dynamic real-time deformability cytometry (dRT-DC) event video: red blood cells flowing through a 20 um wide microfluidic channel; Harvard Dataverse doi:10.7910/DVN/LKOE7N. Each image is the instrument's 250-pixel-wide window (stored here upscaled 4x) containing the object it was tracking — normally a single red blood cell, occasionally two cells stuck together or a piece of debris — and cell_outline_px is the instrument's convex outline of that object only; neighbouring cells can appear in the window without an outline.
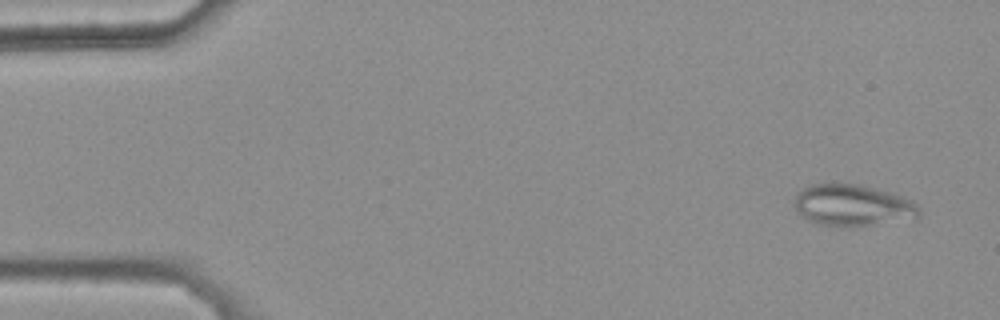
{"species": "common noctule bat (a hibernating species)", "species_latin": "Nyctalus noctula", "temperature_condition": "warm", "stored_images_in_passage": 46, "camera_frame_rate_fps": 3000, "um_per_image_px": 0.085, "animal": {"sex": "female", "body_mass_g": 25.1}, "frame": {"image": 1, "passage_image": 3, "time_ms": 0.667, "image_size_px": [1000, 320], "cell_outline_px": [[920, 216], [868, 224], [816, 224], [808, 220], [796, 208], [796, 192], [812, 184], [860, 184], [888, 192], [912, 200], [920, 208]], "centroid_in_image_um": [72.46, 17.4], "position_along_channel_um": 12.5, "area_um2": 28.84}}
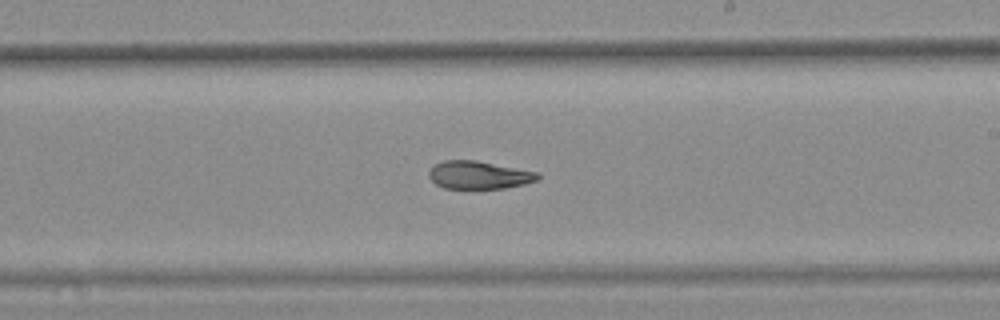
{"frame": {"image": 2, "passage_image": 31, "time_ms": 10.0, "image_size_px": [1000, 320], "cell_outline_px": [[540, 176], [536, 180], [524, 184], [504, 188], [444, 188], [436, 184], [428, 176], [428, 172], [436, 164], [444, 160], [476, 160], [540, 172]], "centroid_in_image_um": [40.72, 14.87], "position_along_channel_um": 248.3, "area_um2": 17.63}}
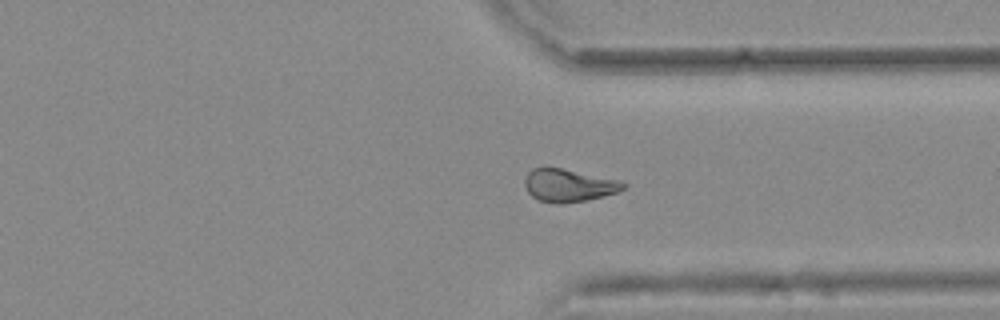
{"frame": {"image": 3, "passage_image": 40, "time_ms": 13.0, "image_size_px": [1000, 320], "cell_outline_px": [[628, 184], [624, 188], [616, 192], [584, 200], [560, 204], [540, 200], [532, 196], [528, 192], [524, 184], [524, 180], [528, 172], [532, 168], [544, 164], [616, 180]], "centroid_in_image_um": [48.24, 15.71], "position_along_channel_um": 363.2, "area_um2": 18.73}, "authors_computed_cell_mechanics": {"area_um2": 19.2474, "velocity_mm_per_s": 3.8072, "shape_relaxation_time_tau1_ms": null, "shape_relaxation_time_tau2_ms": 3.7342, "deformation_change_tau1": null, "deformation_change_tau2": 0.103}}